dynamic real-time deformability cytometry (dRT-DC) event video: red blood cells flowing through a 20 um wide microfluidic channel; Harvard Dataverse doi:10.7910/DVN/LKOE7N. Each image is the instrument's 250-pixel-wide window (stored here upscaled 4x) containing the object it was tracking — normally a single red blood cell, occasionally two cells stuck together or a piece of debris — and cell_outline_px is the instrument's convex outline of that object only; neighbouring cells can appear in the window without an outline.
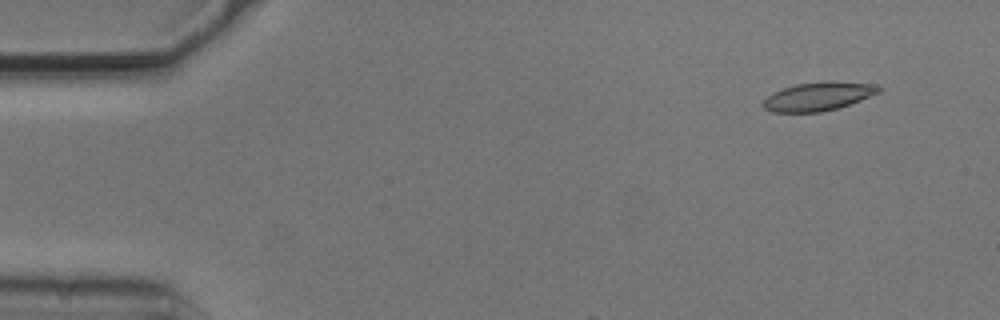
{"species": "common noctule bat (a hibernating species)", "species_latin": "Nyctalus noctula", "temperature_condition": "cold", "stored_images_in_passage": 3, "camera_frame_rate_fps": 3000, "um_per_image_px": 0.085, "animal": {"sex": "male", "body_mass_g": 20.5, "forearm_length_mm": 52.5}, "frame": {"image": 1, "passage_image": 2, "time_ms": 0.333, "image_size_px": [1000, 320], "cell_outline_px": [[884, 88], [880, 92], [860, 100], [836, 108], [820, 112], [772, 112], [764, 108], [760, 104], [768, 96], [784, 88], [796, 84], [824, 80], [832, 80], [880, 84]], "centroid_in_image_um": [69.61, 8.16], "position_along_channel_um": 15.4, "area_um2": 19.48}}